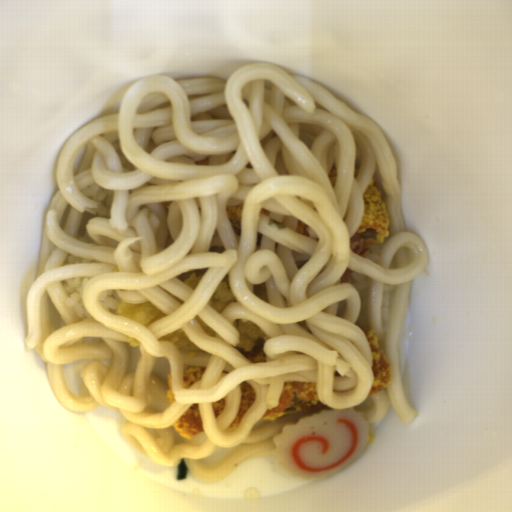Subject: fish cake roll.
Returning <instances> with one entry per match:
<instances>
[{
    "label": "fish cake roll",
    "instance_id": "14b837c1",
    "mask_svg": "<svg viewBox=\"0 0 512 512\" xmlns=\"http://www.w3.org/2000/svg\"><path fill=\"white\" fill-rule=\"evenodd\" d=\"M273 442L281 472L324 480L345 470L363 453L369 430L355 407L321 410L283 425Z\"/></svg>",
    "mask_w": 512,
    "mask_h": 512
}]
</instances>
